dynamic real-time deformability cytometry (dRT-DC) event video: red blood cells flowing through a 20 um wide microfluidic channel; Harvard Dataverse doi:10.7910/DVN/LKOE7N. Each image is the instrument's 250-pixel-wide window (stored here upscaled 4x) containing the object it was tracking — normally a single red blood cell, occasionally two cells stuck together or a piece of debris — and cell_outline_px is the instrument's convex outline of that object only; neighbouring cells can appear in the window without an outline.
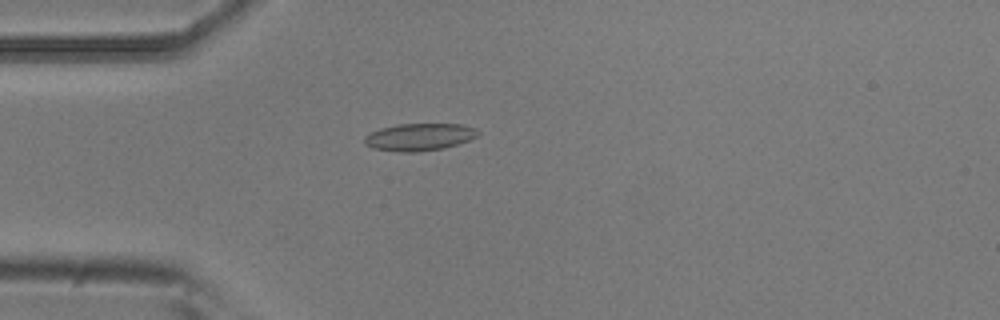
{"species": "common noctule bat (a hibernating species)", "species_latin": "Nyctalus noctula", "temperature_condition": "room temperature", "stored_images_in_passage": 4, "camera_frame_rate_fps": 3000, "um_per_image_px": 0.085, "animal": {"sex": "male", "body_mass_g": 20.5, "forearm_length_mm": 52.5}, "frame": {"image": 1, "passage_image": 3, "time_ms": 0.667, "image_size_px": [1000, 320], "cell_outline_px": [[480, 132], [476, 136], [468, 140], [444, 148], [416, 152], [400, 152], [372, 148], [364, 144], [364, 136], [380, 128], [396, 124], [464, 124], [476, 128]], "centroid_in_image_um": [35.63, 11.64], "position_along_channel_um": 49.4, "area_um2": 18.09}}